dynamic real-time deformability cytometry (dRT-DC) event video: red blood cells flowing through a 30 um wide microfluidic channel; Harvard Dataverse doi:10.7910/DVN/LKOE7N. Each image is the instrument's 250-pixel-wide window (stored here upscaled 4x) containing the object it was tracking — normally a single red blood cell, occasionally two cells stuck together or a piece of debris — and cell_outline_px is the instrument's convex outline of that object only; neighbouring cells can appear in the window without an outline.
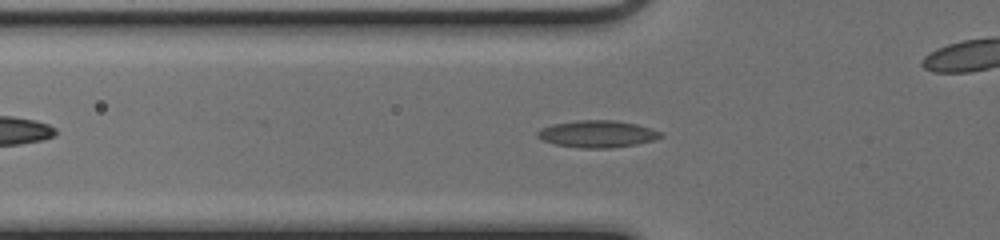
{"species": "common noctule bat (a hibernating species)", "species_latin": "Nyctalus noctula", "temperature_condition": "cold", "stored_images_in_passage": 45, "camera_frame_rate_fps": 3000, "um_per_image_px": 0.085, "animal": {"sex": "female", "body_mass_g": 17.0, "forearm_length_mm": 48.0}, "frame": {"image": 1, "passage_image": 11, "time_ms": 3.333, "image_size_px": [1000, 240], "cell_outline_px": [[664, 136], [652, 140], [636, 144], [612, 148], [580, 148], [556, 144], [540, 140], [536, 136], [536, 132], [540, 128], [552, 124], [576, 120], [616, 120], [636, 124], [652, 128], [664, 132]], "centroid_in_image_um": [50.76, 11.38], "position_along_channel_um": 75.0, "area_um2": 19.65}}
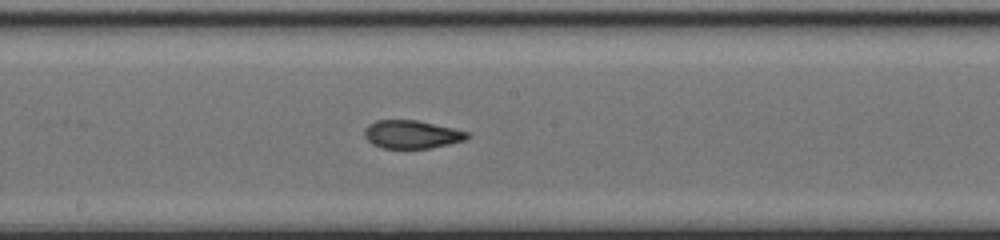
{"frame": {"image": 2, "passage_image": 21, "time_ms": 6.667, "image_size_px": [1000, 240], "cell_outline_px": [[472, 136], [464, 140], [432, 148], [380, 148], [372, 144], [364, 136], [364, 128], [368, 124], [376, 120], [416, 120], [452, 128], [468, 132]], "centroid_in_image_um": [34.97, 11.42], "position_along_channel_um": 213.2, "area_um2": 16.88}}
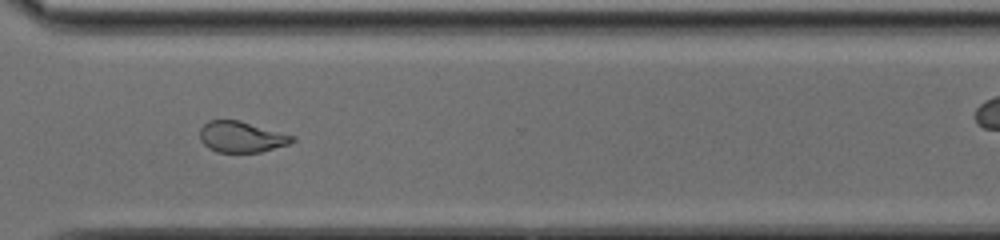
{"frame": {"image": 3, "passage_image": 31, "time_ms": 10.0, "image_size_px": [1000, 240], "cell_outline_px": [[296, 140], [288, 144], [260, 152], [216, 152], [208, 148], [200, 140], [200, 128], [208, 120], [240, 120], [296, 136]], "centroid_in_image_um": [20.52, 11.63], "position_along_channel_um": 350.1, "area_um2": 16.76}, "authors_computed_cell_mechanics": {"area_um2": 17.8024, "velocity_mm_per_s": 4.1258, "shape_relaxation_time_tau1_ms": null, "shape_relaxation_time_tau2_ms": 1.8374, "deformation_change_tau1": null, "deformation_change_tau2": 0.0934}}